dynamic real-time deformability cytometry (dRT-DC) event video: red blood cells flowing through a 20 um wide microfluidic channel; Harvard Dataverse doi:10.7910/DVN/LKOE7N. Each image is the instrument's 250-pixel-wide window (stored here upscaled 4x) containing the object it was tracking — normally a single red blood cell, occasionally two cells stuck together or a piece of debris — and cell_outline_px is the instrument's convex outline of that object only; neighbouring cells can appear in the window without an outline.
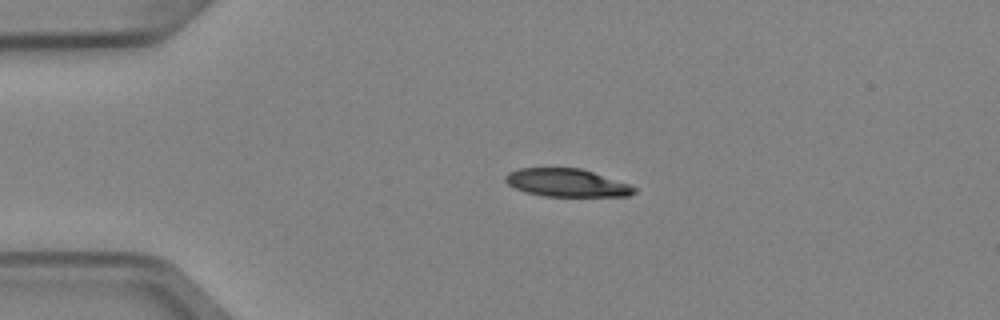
{"species": "Egyptian fruit bat (a non-hibernating species)", "species_latin": "Rousettus aegyptiacus", "temperature_condition": "cold", "stored_images_in_passage": 3, "camera_frame_rate_fps": 3000, "um_per_image_px": 0.085, "animal": {"sex": "female"}, "frame": {"image": 1, "passage_image": 2, "time_ms": 0.333, "image_size_px": [1000, 320], "cell_outline_px": [[636, 192], [628, 196], [544, 196], [524, 192], [508, 184], [504, 180], [504, 176], [508, 172], [520, 168], [580, 168], [628, 184], [636, 188]], "centroid_in_image_um": [48.13, 15.54], "position_along_channel_um": 36.9, "area_um2": 20.81}}